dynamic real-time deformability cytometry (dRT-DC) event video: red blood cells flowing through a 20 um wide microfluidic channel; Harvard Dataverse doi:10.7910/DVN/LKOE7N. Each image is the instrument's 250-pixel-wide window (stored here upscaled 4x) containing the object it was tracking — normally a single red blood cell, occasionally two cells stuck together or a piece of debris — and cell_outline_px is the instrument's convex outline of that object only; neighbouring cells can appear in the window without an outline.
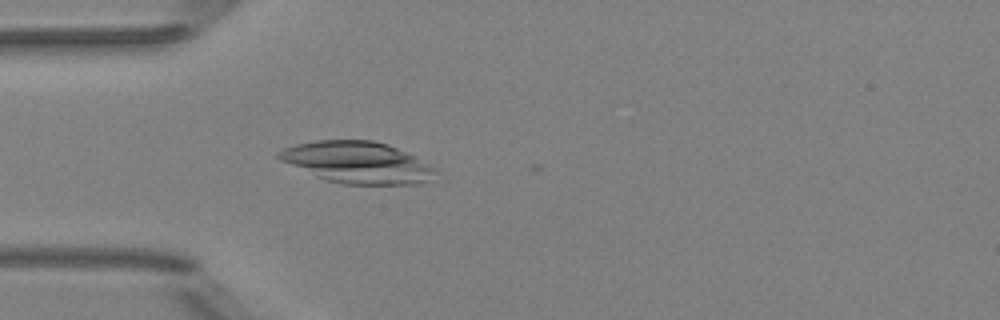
{"species": "Egyptian fruit bat (a non-hibernating species)", "species_latin": "Rousettus aegyptiacus", "temperature_condition": "room temperature", "stored_images_in_passage": 4, "camera_frame_rate_fps": 3000, "um_per_image_px": 0.085, "animal": {"sex": "female"}, "frame": {"image": 1, "passage_image": 4, "time_ms": 3.667, "image_size_px": [1000, 320], "cell_outline_px": [[440, 172], [428, 180], [420, 184], [344, 184], [328, 180], [316, 176], [280, 160], [276, 156], [276, 152], [284, 148], [296, 144], [316, 140], [372, 140], [388, 144], [436, 168]], "centroid_in_image_um": [30.37, 13.8], "position_along_channel_um": 54.6, "area_um2": 37.63}}